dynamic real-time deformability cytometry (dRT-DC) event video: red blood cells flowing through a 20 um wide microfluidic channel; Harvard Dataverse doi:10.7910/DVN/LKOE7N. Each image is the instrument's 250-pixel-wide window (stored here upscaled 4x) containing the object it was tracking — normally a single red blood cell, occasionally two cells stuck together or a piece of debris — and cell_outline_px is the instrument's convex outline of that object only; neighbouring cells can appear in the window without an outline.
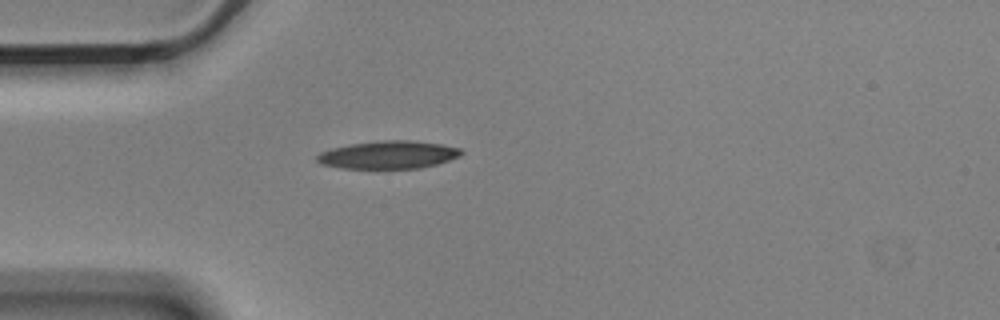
{"species": "Egyptian fruit bat (a non-hibernating species)", "species_latin": "Rousettus aegyptiacus", "temperature_condition": "cold", "stored_images_in_passage": 3, "camera_frame_rate_fps": 3000, "um_per_image_px": 0.085, "animal": {"sex": "male"}, "frame": {"image": 1, "passage_image": 3, "time_ms": 0.667, "image_size_px": [1000, 320], "cell_outline_px": [[464, 152], [460, 156], [436, 164], [420, 168], [340, 168], [320, 164], [316, 160], [316, 156], [320, 152], [332, 148], [352, 144], [384, 140], [408, 140], [440, 144], [460, 148]], "centroid_in_image_um": [32.99, 13.16], "position_along_channel_um": 52.0, "area_um2": 23.24}}